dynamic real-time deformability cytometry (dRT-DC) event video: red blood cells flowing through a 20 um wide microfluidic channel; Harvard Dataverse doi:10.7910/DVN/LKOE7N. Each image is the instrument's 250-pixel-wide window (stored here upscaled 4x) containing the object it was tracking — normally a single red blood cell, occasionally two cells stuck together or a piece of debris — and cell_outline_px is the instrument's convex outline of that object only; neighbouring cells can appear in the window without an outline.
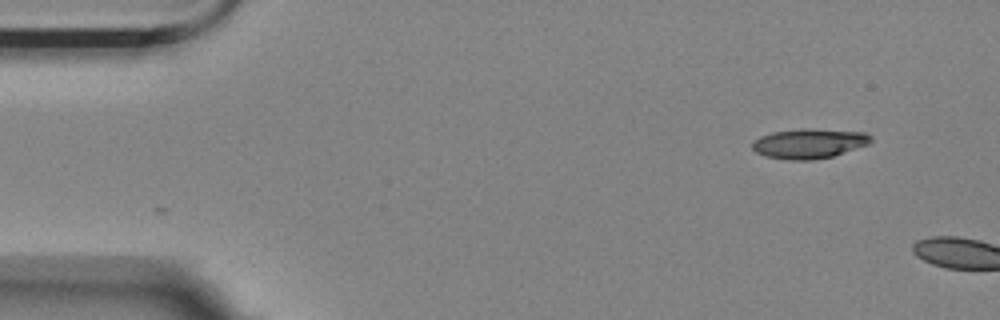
{"species": "Egyptian fruit bat (a non-hibernating species)", "species_latin": "Rousettus aegyptiacus", "temperature_condition": "room temperature", "stored_images_in_passage": 3, "camera_frame_rate_fps": 3000, "um_per_image_px": 0.085, "animal": {"sex": "female"}, "frame": {"image": 1, "passage_image": 1, "time_ms": 0.0, "image_size_px": [1000, 320], "cell_outline_px": [[872, 140], [868, 144], [832, 156], [812, 160], [788, 160], [764, 156], [756, 152], [752, 148], [752, 144], [760, 136], [772, 132], [800, 128], [812, 128], [864, 132], [872, 136]], "centroid_in_image_um": [68.76, 12.19], "position_along_channel_um": 16.2, "area_um2": 20.63}}